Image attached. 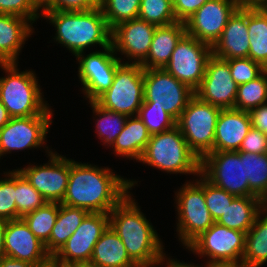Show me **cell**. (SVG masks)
<instances>
[{
    "mask_svg": "<svg viewBox=\"0 0 267 267\" xmlns=\"http://www.w3.org/2000/svg\"><path fill=\"white\" fill-rule=\"evenodd\" d=\"M108 167L70 159V175L62 204L89 213H109L138 181L124 179Z\"/></svg>",
    "mask_w": 267,
    "mask_h": 267,
    "instance_id": "1",
    "label": "cell"
},
{
    "mask_svg": "<svg viewBox=\"0 0 267 267\" xmlns=\"http://www.w3.org/2000/svg\"><path fill=\"white\" fill-rule=\"evenodd\" d=\"M129 193L109 214V227L120 237L129 257L138 266L158 265L164 245L153 225Z\"/></svg>",
    "mask_w": 267,
    "mask_h": 267,
    "instance_id": "2",
    "label": "cell"
},
{
    "mask_svg": "<svg viewBox=\"0 0 267 267\" xmlns=\"http://www.w3.org/2000/svg\"><path fill=\"white\" fill-rule=\"evenodd\" d=\"M40 12L41 17L55 27L54 42L62 44L75 56L92 46L106 48L111 45L112 30L99 6L85 11Z\"/></svg>",
    "mask_w": 267,
    "mask_h": 267,
    "instance_id": "3",
    "label": "cell"
},
{
    "mask_svg": "<svg viewBox=\"0 0 267 267\" xmlns=\"http://www.w3.org/2000/svg\"><path fill=\"white\" fill-rule=\"evenodd\" d=\"M0 67L6 74L0 77V101L11 117L53 115L32 69L19 72L17 63H0Z\"/></svg>",
    "mask_w": 267,
    "mask_h": 267,
    "instance_id": "4",
    "label": "cell"
},
{
    "mask_svg": "<svg viewBox=\"0 0 267 267\" xmlns=\"http://www.w3.org/2000/svg\"><path fill=\"white\" fill-rule=\"evenodd\" d=\"M138 162L172 174L198 177L201 160L189 148L179 128L153 134Z\"/></svg>",
    "mask_w": 267,
    "mask_h": 267,
    "instance_id": "5",
    "label": "cell"
},
{
    "mask_svg": "<svg viewBox=\"0 0 267 267\" xmlns=\"http://www.w3.org/2000/svg\"><path fill=\"white\" fill-rule=\"evenodd\" d=\"M198 176L195 182L187 181L175 192V211L178 215L176 231L185 248L215 222L204 197V176L201 173Z\"/></svg>",
    "mask_w": 267,
    "mask_h": 267,
    "instance_id": "6",
    "label": "cell"
},
{
    "mask_svg": "<svg viewBox=\"0 0 267 267\" xmlns=\"http://www.w3.org/2000/svg\"><path fill=\"white\" fill-rule=\"evenodd\" d=\"M221 108L194 95L176 121L189 148L201 160L213 152L216 122Z\"/></svg>",
    "mask_w": 267,
    "mask_h": 267,
    "instance_id": "7",
    "label": "cell"
},
{
    "mask_svg": "<svg viewBox=\"0 0 267 267\" xmlns=\"http://www.w3.org/2000/svg\"><path fill=\"white\" fill-rule=\"evenodd\" d=\"M143 90L144 68L140 64L122 63L112 85L96 102L107 110L137 116L144 101Z\"/></svg>",
    "mask_w": 267,
    "mask_h": 267,
    "instance_id": "8",
    "label": "cell"
},
{
    "mask_svg": "<svg viewBox=\"0 0 267 267\" xmlns=\"http://www.w3.org/2000/svg\"><path fill=\"white\" fill-rule=\"evenodd\" d=\"M144 102L148 106L163 108L178 120L195 91L177 80L165 68L144 69Z\"/></svg>",
    "mask_w": 267,
    "mask_h": 267,
    "instance_id": "9",
    "label": "cell"
},
{
    "mask_svg": "<svg viewBox=\"0 0 267 267\" xmlns=\"http://www.w3.org/2000/svg\"><path fill=\"white\" fill-rule=\"evenodd\" d=\"M246 233L227 228L217 222L194 239L186 249L198 257H207V265L242 263ZM209 258V259H208ZM209 260V261H208Z\"/></svg>",
    "mask_w": 267,
    "mask_h": 267,
    "instance_id": "10",
    "label": "cell"
},
{
    "mask_svg": "<svg viewBox=\"0 0 267 267\" xmlns=\"http://www.w3.org/2000/svg\"><path fill=\"white\" fill-rule=\"evenodd\" d=\"M84 53L75 56L79 63L77 72L83 85L82 92L89 99L88 102H92L109 89L117 68L125 61H121V56L117 57L112 44L102 51Z\"/></svg>",
    "mask_w": 267,
    "mask_h": 267,
    "instance_id": "11",
    "label": "cell"
},
{
    "mask_svg": "<svg viewBox=\"0 0 267 267\" xmlns=\"http://www.w3.org/2000/svg\"><path fill=\"white\" fill-rule=\"evenodd\" d=\"M200 173L230 194L237 197L249 196L245 159H241V151L209 152L201 159Z\"/></svg>",
    "mask_w": 267,
    "mask_h": 267,
    "instance_id": "12",
    "label": "cell"
},
{
    "mask_svg": "<svg viewBox=\"0 0 267 267\" xmlns=\"http://www.w3.org/2000/svg\"><path fill=\"white\" fill-rule=\"evenodd\" d=\"M212 55V46L185 34L164 67L177 80L196 91L205 75L206 64Z\"/></svg>",
    "mask_w": 267,
    "mask_h": 267,
    "instance_id": "13",
    "label": "cell"
},
{
    "mask_svg": "<svg viewBox=\"0 0 267 267\" xmlns=\"http://www.w3.org/2000/svg\"><path fill=\"white\" fill-rule=\"evenodd\" d=\"M45 149L49 161L41 165L30 164L17 170L43 196L47 202L61 203L70 175V159ZM58 154V155H57Z\"/></svg>",
    "mask_w": 267,
    "mask_h": 267,
    "instance_id": "14",
    "label": "cell"
},
{
    "mask_svg": "<svg viewBox=\"0 0 267 267\" xmlns=\"http://www.w3.org/2000/svg\"><path fill=\"white\" fill-rule=\"evenodd\" d=\"M52 118L53 115L12 117L0 129V158L16 150L44 149Z\"/></svg>",
    "mask_w": 267,
    "mask_h": 267,
    "instance_id": "15",
    "label": "cell"
},
{
    "mask_svg": "<svg viewBox=\"0 0 267 267\" xmlns=\"http://www.w3.org/2000/svg\"><path fill=\"white\" fill-rule=\"evenodd\" d=\"M241 6L238 0H209L185 23L186 34L211 46L221 37L229 18Z\"/></svg>",
    "mask_w": 267,
    "mask_h": 267,
    "instance_id": "16",
    "label": "cell"
},
{
    "mask_svg": "<svg viewBox=\"0 0 267 267\" xmlns=\"http://www.w3.org/2000/svg\"><path fill=\"white\" fill-rule=\"evenodd\" d=\"M108 227V213H88L53 258L65 264L90 262L95 244Z\"/></svg>",
    "mask_w": 267,
    "mask_h": 267,
    "instance_id": "17",
    "label": "cell"
},
{
    "mask_svg": "<svg viewBox=\"0 0 267 267\" xmlns=\"http://www.w3.org/2000/svg\"><path fill=\"white\" fill-rule=\"evenodd\" d=\"M238 84L233 80L227 60L213 54L207 61L202 83L195 95L221 109H232L235 105Z\"/></svg>",
    "mask_w": 267,
    "mask_h": 267,
    "instance_id": "18",
    "label": "cell"
},
{
    "mask_svg": "<svg viewBox=\"0 0 267 267\" xmlns=\"http://www.w3.org/2000/svg\"><path fill=\"white\" fill-rule=\"evenodd\" d=\"M156 27L138 18L118 24L111 33L114 52L124 55L125 63L140 64L147 57Z\"/></svg>",
    "mask_w": 267,
    "mask_h": 267,
    "instance_id": "19",
    "label": "cell"
},
{
    "mask_svg": "<svg viewBox=\"0 0 267 267\" xmlns=\"http://www.w3.org/2000/svg\"><path fill=\"white\" fill-rule=\"evenodd\" d=\"M5 253L7 257L27 261L43 267L51 255L29 229L22 218L7 221L5 230Z\"/></svg>",
    "mask_w": 267,
    "mask_h": 267,
    "instance_id": "20",
    "label": "cell"
},
{
    "mask_svg": "<svg viewBox=\"0 0 267 267\" xmlns=\"http://www.w3.org/2000/svg\"><path fill=\"white\" fill-rule=\"evenodd\" d=\"M247 5H241L229 18L221 37L212 46V54L218 58H247L249 53Z\"/></svg>",
    "mask_w": 267,
    "mask_h": 267,
    "instance_id": "21",
    "label": "cell"
},
{
    "mask_svg": "<svg viewBox=\"0 0 267 267\" xmlns=\"http://www.w3.org/2000/svg\"><path fill=\"white\" fill-rule=\"evenodd\" d=\"M251 129L248 112L237 109H221L216 122L213 152L239 151Z\"/></svg>",
    "mask_w": 267,
    "mask_h": 267,
    "instance_id": "22",
    "label": "cell"
},
{
    "mask_svg": "<svg viewBox=\"0 0 267 267\" xmlns=\"http://www.w3.org/2000/svg\"><path fill=\"white\" fill-rule=\"evenodd\" d=\"M32 24L20 16L0 14V63H19L22 46L34 32Z\"/></svg>",
    "mask_w": 267,
    "mask_h": 267,
    "instance_id": "23",
    "label": "cell"
},
{
    "mask_svg": "<svg viewBox=\"0 0 267 267\" xmlns=\"http://www.w3.org/2000/svg\"><path fill=\"white\" fill-rule=\"evenodd\" d=\"M186 34L184 22L156 27L147 57L140 63L144 69L164 68L177 43Z\"/></svg>",
    "mask_w": 267,
    "mask_h": 267,
    "instance_id": "24",
    "label": "cell"
},
{
    "mask_svg": "<svg viewBox=\"0 0 267 267\" xmlns=\"http://www.w3.org/2000/svg\"><path fill=\"white\" fill-rule=\"evenodd\" d=\"M150 137L151 134L138 115L128 117L122 132L112 146L115 156L136 159L138 162Z\"/></svg>",
    "mask_w": 267,
    "mask_h": 267,
    "instance_id": "25",
    "label": "cell"
},
{
    "mask_svg": "<svg viewBox=\"0 0 267 267\" xmlns=\"http://www.w3.org/2000/svg\"><path fill=\"white\" fill-rule=\"evenodd\" d=\"M266 203L256 196L236 197L216 221L227 228L247 233Z\"/></svg>",
    "mask_w": 267,
    "mask_h": 267,
    "instance_id": "26",
    "label": "cell"
},
{
    "mask_svg": "<svg viewBox=\"0 0 267 267\" xmlns=\"http://www.w3.org/2000/svg\"><path fill=\"white\" fill-rule=\"evenodd\" d=\"M90 263L98 267H139L129 257L120 237L110 227L95 244Z\"/></svg>",
    "mask_w": 267,
    "mask_h": 267,
    "instance_id": "27",
    "label": "cell"
},
{
    "mask_svg": "<svg viewBox=\"0 0 267 267\" xmlns=\"http://www.w3.org/2000/svg\"><path fill=\"white\" fill-rule=\"evenodd\" d=\"M247 27L248 58L264 66L267 62V5H247Z\"/></svg>",
    "mask_w": 267,
    "mask_h": 267,
    "instance_id": "28",
    "label": "cell"
},
{
    "mask_svg": "<svg viewBox=\"0 0 267 267\" xmlns=\"http://www.w3.org/2000/svg\"><path fill=\"white\" fill-rule=\"evenodd\" d=\"M88 213L83 208L66 206L59 203L56 222L51 231L49 241L45 244V248L51 257L64 246Z\"/></svg>",
    "mask_w": 267,
    "mask_h": 267,
    "instance_id": "29",
    "label": "cell"
},
{
    "mask_svg": "<svg viewBox=\"0 0 267 267\" xmlns=\"http://www.w3.org/2000/svg\"><path fill=\"white\" fill-rule=\"evenodd\" d=\"M267 262V205L257 215L246 233L242 263L246 267H261Z\"/></svg>",
    "mask_w": 267,
    "mask_h": 267,
    "instance_id": "30",
    "label": "cell"
},
{
    "mask_svg": "<svg viewBox=\"0 0 267 267\" xmlns=\"http://www.w3.org/2000/svg\"><path fill=\"white\" fill-rule=\"evenodd\" d=\"M245 159V179L249 182V196L261 198L267 205V153L241 152Z\"/></svg>",
    "mask_w": 267,
    "mask_h": 267,
    "instance_id": "31",
    "label": "cell"
},
{
    "mask_svg": "<svg viewBox=\"0 0 267 267\" xmlns=\"http://www.w3.org/2000/svg\"><path fill=\"white\" fill-rule=\"evenodd\" d=\"M96 119V133L98 138L108 147L113 146L117 136L122 132L128 116L107 110L96 101L89 102ZM99 117V118H98Z\"/></svg>",
    "mask_w": 267,
    "mask_h": 267,
    "instance_id": "32",
    "label": "cell"
},
{
    "mask_svg": "<svg viewBox=\"0 0 267 267\" xmlns=\"http://www.w3.org/2000/svg\"><path fill=\"white\" fill-rule=\"evenodd\" d=\"M59 212V203L47 202L42 207L22 217L30 231L43 243L49 241Z\"/></svg>",
    "mask_w": 267,
    "mask_h": 267,
    "instance_id": "33",
    "label": "cell"
},
{
    "mask_svg": "<svg viewBox=\"0 0 267 267\" xmlns=\"http://www.w3.org/2000/svg\"><path fill=\"white\" fill-rule=\"evenodd\" d=\"M267 103V76L263 72L256 79L238 85L234 109L249 112Z\"/></svg>",
    "mask_w": 267,
    "mask_h": 267,
    "instance_id": "34",
    "label": "cell"
},
{
    "mask_svg": "<svg viewBox=\"0 0 267 267\" xmlns=\"http://www.w3.org/2000/svg\"><path fill=\"white\" fill-rule=\"evenodd\" d=\"M141 0H99V7L112 30L118 24L137 19Z\"/></svg>",
    "mask_w": 267,
    "mask_h": 267,
    "instance_id": "35",
    "label": "cell"
},
{
    "mask_svg": "<svg viewBox=\"0 0 267 267\" xmlns=\"http://www.w3.org/2000/svg\"><path fill=\"white\" fill-rule=\"evenodd\" d=\"M16 219L42 207L47 201L16 169Z\"/></svg>",
    "mask_w": 267,
    "mask_h": 267,
    "instance_id": "36",
    "label": "cell"
},
{
    "mask_svg": "<svg viewBox=\"0 0 267 267\" xmlns=\"http://www.w3.org/2000/svg\"><path fill=\"white\" fill-rule=\"evenodd\" d=\"M138 19L157 27L178 22L173 11L172 0H141Z\"/></svg>",
    "mask_w": 267,
    "mask_h": 267,
    "instance_id": "37",
    "label": "cell"
},
{
    "mask_svg": "<svg viewBox=\"0 0 267 267\" xmlns=\"http://www.w3.org/2000/svg\"><path fill=\"white\" fill-rule=\"evenodd\" d=\"M0 178V219L10 221L16 219V169L5 172Z\"/></svg>",
    "mask_w": 267,
    "mask_h": 267,
    "instance_id": "38",
    "label": "cell"
},
{
    "mask_svg": "<svg viewBox=\"0 0 267 267\" xmlns=\"http://www.w3.org/2000/svg\"><path fill=\"white\" fill-rule=\"evenodd\" d=\"M138 116L151 135L170 130L176 126V121L162 107L148 106L144 101Z\"/></svg>",
    "mask_w": 267,
    "mask_h": 267,
    "instance_id": "39",
    "label": "cell"
},
{
    "mask_svg": "<svg viewBox=\"0 0 267 267\" xmlns=\"http://www.w3.org/2000/svg\"><path fill=\"white\" fill-rule=\"evenodd\" d=\"M204 197L210 215L216 222L237 196L215 186L204 177Z\"/></svg>",
    "mask_w": 267,
    "mask_h": 267,
    "instance_id": "40",
    "label": "cell"
},
{
    "mask_svg": "<svg viewBox=\"0 0 267 267\" xmlns=\"http://www.w3.org/2000/svg\"><path fill=\"white\" fill-rule=\"evenodd\" d=\"M227 61L232 78L238 85L254 80L263 73V66L248 57Z\"/></svg>",
    "mask_w": 267,
    "mask_h": 267,
    "instance_id": "41",
    "label": "cell"
},
{
    "mask_svg": "<svg viewBox=\"0 0 267 267\" xmlns=\"http://www.w3.org/2000/svg\"><path fill=\"white\" fill-rule=\"evenodd\" d=\"M0 14L20 16L32 23L41 17L40 10L30 0H0Z\"/></svg>",
    "mask_w": 267,
    "mask_h": 267,
    "instance_id": "42",
    "label": "cell"
},
{
    "mask_svg": "<svg viewBox=\"0 0 267 267\" xmlns=\"http://www.w3.org/2000/svg\"><path fill=\"white\" fill-rule=\"evenodd\" d=\"M99 6V0H47L40 11H85Z\"/></svg>",
    "mask_w": 267,
    "mask_h": 267,
    "instance_id": "43",
    "label": "cell"
},
{
    "mask_svg": "<svg viewBox=\"0 0 267 267\" xmlns=\"http://www.w3.org/2000/svg\"><path fill=\"white\" fill-rule=\"evenodd\" d=\"M239 151L254 154L267 153V136L258 129L251 127Z\"/></svg>",
    "mask_w": 267,
    "mask_h": 267,
    "instance_id": "44",
    "label": "cell"
},
{
    "mask_svg": "<svg viewBox=\"0 0 267 267\" xmlns=\"http://www.w3.org/2000/svg\"><path fill=\"white\" fill-rule=\"evenodd\" d=\"M209 0H172L173 11L178 22H185Z\"/></svg>",
    "mask_w": 267,
    "mask_h": 267,
    "instance_id": "45",
    "label": "cell"
},
{
    "mask_svg": "<svg viewBox=\"0 0 267 267\" xmlns=\"http://www.w3.org/2000/svg\"><path fill=\"white\" fill-rule=\"evenodd\" d=\"M251 120V127L258 129L267 136V103L248 112Z\"/></svg>",
    "mask_w": 267,
    "mask_h": 267,
    "instance_id": "46",
    "label": "cell"
},
{
    "mask_svg": "<svg viewBox=\"0 0 267 267\" xmlns=\"http://www.w3.org/2000/svg\"><path fill=\"white\" fill-rule=\"evenodd\" d=\"M0 267H37V266L27 261H22L5 256L0 260Z\"/></svg>",
    "mask_w": 267,
    "mask_h": 267,
    "instance_id": "47",
    "label": "cell"
},
{
    "mask_svg": "<svg viewBox=\"0 0 267 267\" xmlns=\"http://www.w3.org/2000/svg\"><path fill=\"white\" fill-rule=\"evenodd\" d=\"M161 264L162 265L166 264L167 266L165 265V267H204V266L207 267L206 265L199 266V265H194V263L190 264V263H185L184 261L180 262L179 260L169 258L166 255L164 256V258L161 260V262L158 265L161 266Z\"/></svg>",
    "mask_w": 267,
    "mask_h": 267,
    "instance_id": "48",
    "label": "cell"
},
{
    "mask_svg": "<svg viewBox=\"0 0 267 267\" xmlns=\"http://www.w3.org/2000/svg\"><path fill=\"white\" fill-rule=\"evenodd\" d=\"M6 223H7L6 220L0 219V260L6 256L5 246H4Z\"/></svg>",
    "mask_w": 267,
    "mask_h": 267,
    "instance_id": "49",
    "label": "cell"
},
{
    "mask_svg": "<svg viewBox=\"0 0 267 267\" xmlns=\"http://www.w3.org/2000/svg\"><path fill=\"white\" fill-rule=\"evenodd\" d=\"M12 117L0 101V129L10 121Z\"/></svg>",
    "mask_w": 267,
    "mask_h": 267,
    "instance_id": "50",
    "label": "cell"
},
{
    "mask_svg": "<svg viewBox=\"0 0 267 267\" xmlns=\"http://www.w3.org/2000/svg\"><path fill=\"white\" fill-rule=\"evenodd\" d=\"M45 267H75V264H65L51 257Z\"/></svg>",
    "mask_w": 267,
    "mask_h": 267,
    "instance_id": "51",
    "label": "cell"
},
{
    "mask_svg": "<svg viewBox=\"0 0 267 267\" xmlns=\"http://www.w3.org/2000/svg\"><path fill=\"white\" fill-rule=\"evenodd\" d=\"M241 5H267V0H238Z\"/></svg>",
    "mask_w": 267,
    "mask_h": 267,
    "instance_id": "52",
    "label": "cell"
},
{
    "mask_svg": "<svg viewBox=\"0 0 267 267\" xmlns=\"http://www.w3.org/2000/svg\"><path fill=\"white\" fill-rule=\"evenodd\" d=\"M207 267H246L243 263L211 264Z\"/></svg>",
    "mask_w": 267,
    "mask_h": 267,
    "instance_id": "53",
    "label": "cell"
},
{
    "mask_svg": "<svg viewBox=\"0 0 267 267\" xmlns=\"http://www.w3.org/2000/svg\"><path fill=\"white\" fill-rule=\"evenodd\" d=\"M39 10L47 3V0H30Z\"/></svg>",
    "mask_w": 267,
    "mask_h": 267,
    "instance_id": "54",
    "label": "cell"
},
{
    "mask_svg": "<svg viewBox=\"0 0 267 267\" xmlns=\"http://www.w3.org/2000/svg\"><path fill=\"white\" fill-rule=\"evenodd\" d=\"M75 267H98V266L90 262H84V263H75Z\"/></svg>",
    "mask_w": 267,
    "mask_h": 267,
    "instance_id": "55",
    "label": "cell"
},
{
    "mask_svg": "<svg viewBox=\"0 0 267 267\" xmlns=\"http://www.w3.org/2000/svg\"><path fill=\"white\" fill-rule=\"evenodd\" d=\"M263 72L266 74L267 76V62L264 64L263 66Z\"/></svg>",
    "mask_w": 267,
    "mask_h": 267,
    "instance_id": "56",
    "label": "cell"
},
{
    "mask_svg": "<svg viewBox=\"0 0 267 267\" xmlns=\"http://www.w3.org/2000/svg\"><path fill=\"white\" fill-rule=\"evenodd\" d=\"M155 266H159V265H154V266H139V267H155Z\"/></svg>",
    "mask_w": 267,
    "mask_h": 267,
    "instance_id": "57",
    "label": "cell"
}]
</instances>
